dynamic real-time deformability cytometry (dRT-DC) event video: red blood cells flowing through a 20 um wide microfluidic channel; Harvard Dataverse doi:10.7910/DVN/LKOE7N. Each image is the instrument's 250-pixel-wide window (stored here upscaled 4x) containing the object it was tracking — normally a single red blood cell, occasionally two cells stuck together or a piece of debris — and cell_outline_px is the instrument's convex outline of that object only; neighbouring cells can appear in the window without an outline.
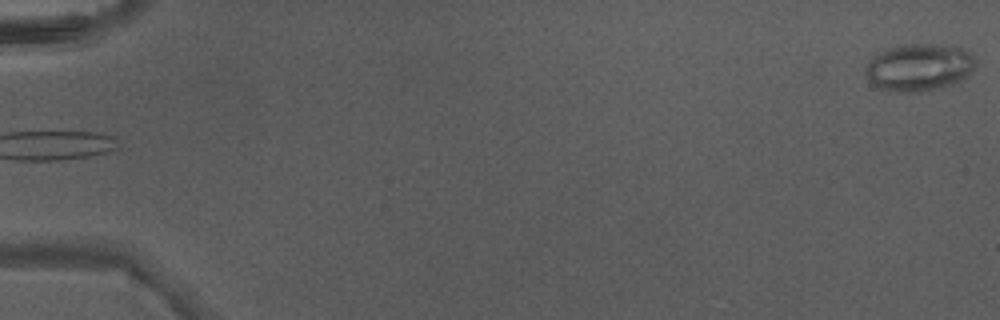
{"species": "Egyptian fruit bat (a non-hibernating species)", "species_latin": "Rousettus aegyptiacus", "temperature_condition": "warm", "stored_images_in_passage": 3, "camera_frame_rate_fps": 3000, "um_per_image_px": 0.085, "animal": {"sex": "male"}, "frame": {"image": 1, "passage_image": 3, "time_ms": 0.667, "image_size_px": [1000, 320], "cell_outline_px": [[976, 64], [960, 80], [952, 84], [912, 92], [900, 92], [880, 88], [864, 72], [868, 64], [884, 48], [904, 44], [932, 44], [960, 48], [968, 52], [972, 56]], "centroid_in_image_um": [78.1, 5.69], "position_along_channel_um": 6.9, "area_um2": 29.25}}